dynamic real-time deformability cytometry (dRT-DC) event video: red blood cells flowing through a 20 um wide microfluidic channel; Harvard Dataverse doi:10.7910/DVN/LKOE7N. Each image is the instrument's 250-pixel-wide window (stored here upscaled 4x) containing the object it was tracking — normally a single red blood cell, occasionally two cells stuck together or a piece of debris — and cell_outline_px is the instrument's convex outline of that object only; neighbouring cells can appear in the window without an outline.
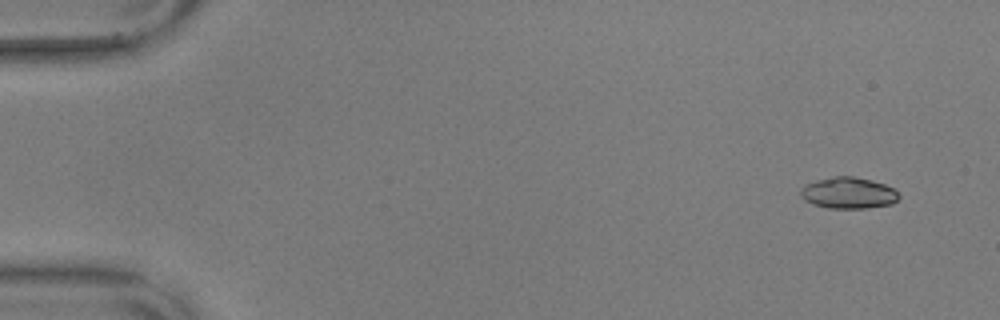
{"species": "common noctule bat (a hibernating species)", "species_latin": "Nyctalus noctula", "temperature_condition": "warm", "stored_images_in_passage": 54, "camera_frame_rate_fps": 3000, "um_per_image_px": 0.085, "animal": {"sex": "male", "body_mass_g": 17.9, "forearm_length_mm": 54.2}, "frame": {"image": 1, "passage_image": 1, "time_ms": 0.0, "image_size_px": [1000, 320], "cell_outline_px": [[900, 196], [892, 204], [868, 208], [828, 208], [812, 204], [804, 200], [800, 196], [800, 188], [804, 184], [816, 180], [836, 176], [852, 176], [872, 180], [884, 184], [892, 188]], "centroid_in_image_um": [72.07, 16.4], "position_along_channel_um": 12.9, "area_um2": 18.03}}
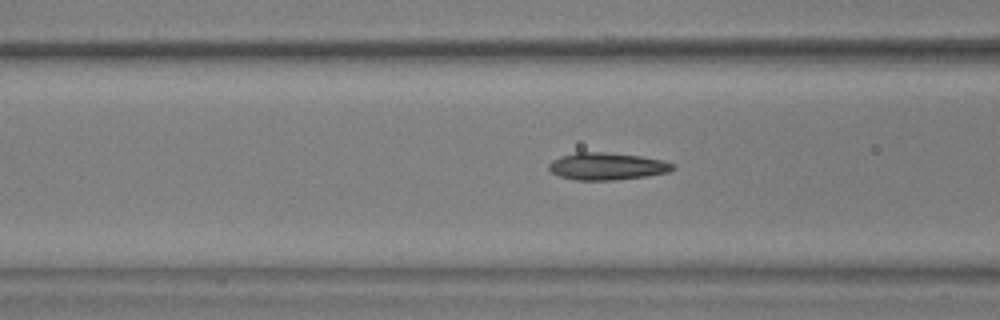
{"frame": {"image": 2, "passage_image": 20, "time_ms": 6.333, "image_size_px": [1000, 320], "cell_outline_px": [[676, 168], [668, 172], [644, 176], [616, 180], [576, 180], [560, 176], [552, 172], [548, 168], [548, 164], [552, 160], [576, 152], [604, 152], [640, 156], [660, 160], [676, 164]], "centroid_in_image_um": [51.6, 14.14], "position_along_channel_um": 115.0, "area_um2": 19.48}}
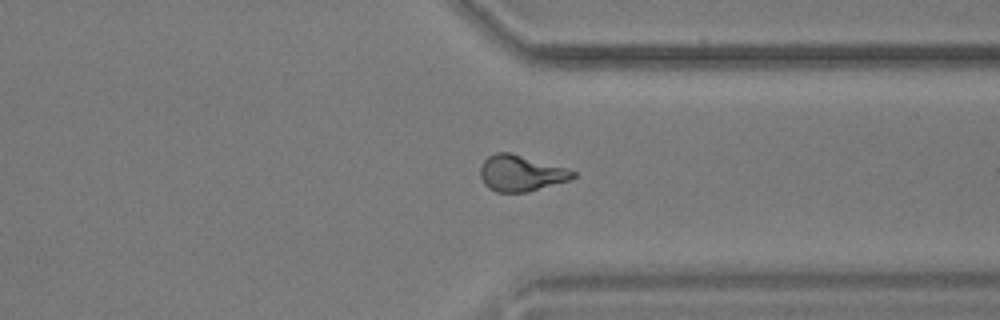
{"frame": {"image": 3, "passage_image": 41, "time_ms": 13.333, "image_size_px": [1000, 320], "cell_outline_px": [[576, 176], [572, 180], [528, 192], [496, 192], [488, 188], [484, 184], [480, 176], [480, 168], [484, 160], [488, 156], [496, 152], [508, 152], [568, 168], [576, 172]], "centroid_in_image_um": [44.3, 14.73], "position_along_channel_um": 367.1, "area_um2": 19.65}, "authors_computed_cell_mechanics": {"area_um2": 19.1318, "velocity_mm_per_s": 3.6072, "shape_relaxation_time_tau1_ms": 8.0196, "shape_relaxation_time_tau2_ms": 1.4766, "deformation_change_tau1": 0.217, "deformation_change_tau2": 0.0791}}